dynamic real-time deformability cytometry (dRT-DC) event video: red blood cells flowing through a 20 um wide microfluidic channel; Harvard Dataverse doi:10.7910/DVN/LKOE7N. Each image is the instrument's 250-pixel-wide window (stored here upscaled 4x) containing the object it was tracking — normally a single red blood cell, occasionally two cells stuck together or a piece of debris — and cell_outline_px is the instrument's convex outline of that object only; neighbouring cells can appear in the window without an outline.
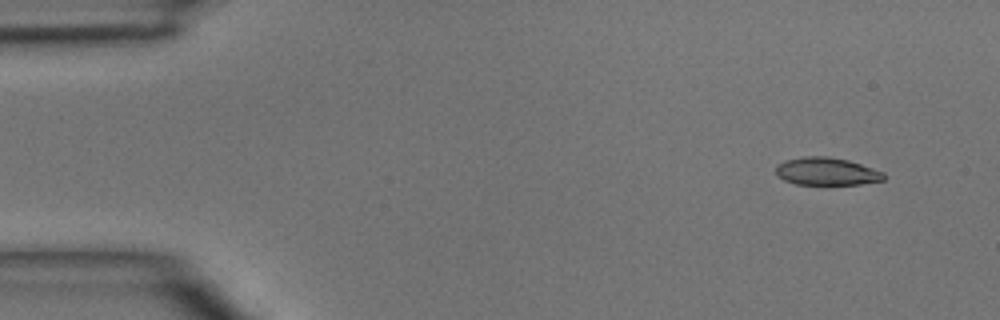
{"species": "common noctule bat (a hibernating species)", "species_latin": "Nyctalus noctula", "temperature_condition": "room temperature", "stored_images_in_passage": 3, "camera_frame_rate_fps": 3000, "um_per_image_px": 0.085, "animal": {"sex": "male", "body_mass_g": 15.6}, "frame": {"image": 1, "passage_image": 1, "time_ms": 0.0, "image_size_px": [1000, 320], "cell_outline_px": [[884, 180], [860, 184], [796, 184], [784, 180], [776, 172], [776, 164], [784, 160], [804, 156], [828, 156], [848, 160], [884, 172]], "centroid_in_image_um": [70.24, 14.56], "position_along_channel_um": 14.8, "area_um2": 17.34}}